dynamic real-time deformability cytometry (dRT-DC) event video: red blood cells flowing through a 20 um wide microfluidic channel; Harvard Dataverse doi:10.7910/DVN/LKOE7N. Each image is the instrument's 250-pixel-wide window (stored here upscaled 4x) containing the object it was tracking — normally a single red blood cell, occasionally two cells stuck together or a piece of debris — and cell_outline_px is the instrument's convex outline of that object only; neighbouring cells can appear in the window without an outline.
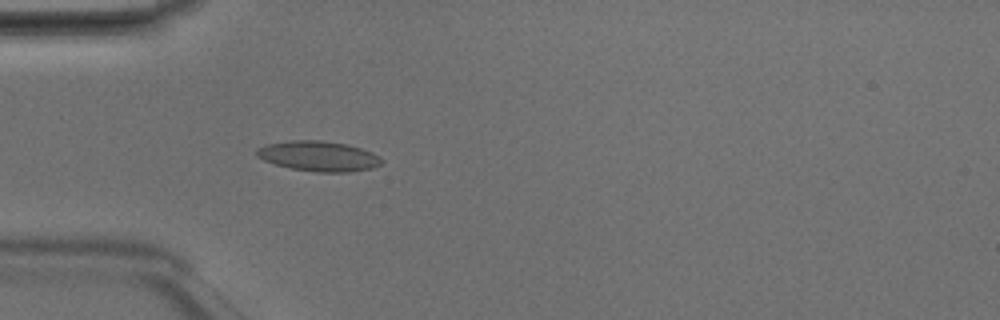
{"species": "Egyptian fruit bat (a non-hibernating species)", "species_latin": "Rousettus aegyptiacus", "temperature_condition": "room temperature", "stored_images_in_passage": 48, "camera_frame_rate_fps": 3000, "um_per_image_px": 0.085, "animal": {"sex": "male"}, "frame": {"image": 1, "passage_image": 14, "time_ms": 4.333, "image_size_px": [1000, 320], "cell_outline_px": [[384, 160], [380, 164], [372, 168], [348, 172], [316, 172], [292, 168], [276, 164], [264, 160], [256, 156], [256, 148], [268, 144], [292, 140], [320, 140], [348, 144], [372, 152], [380, 156]], "centroid_in_image_um": [27.1, 13.27], "position_along_channel_um": 57.9, "area_um2": 21.91}}
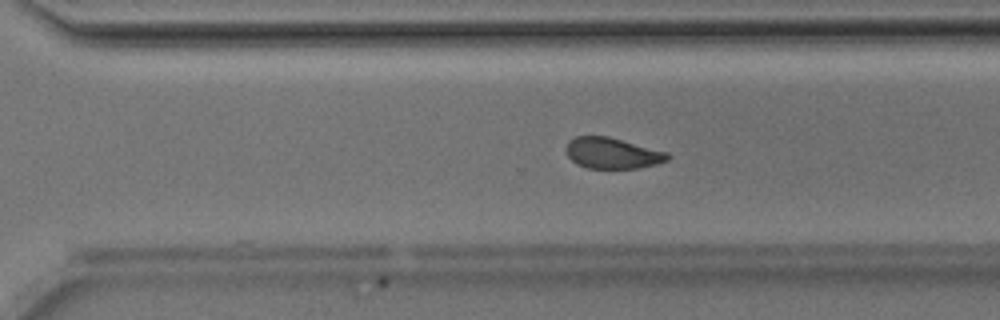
{"frame": {"image": 2, "passage_image": 33, "time_ms": 10.667, "image_size_px": [1000, 320], "cell_outline_px": [[672, 156], [668, 160], [656, 164], [636, 168], [588, 168], [576, 164], [568, 156], [564, 148], [568, 140], [576, 136], [608, 136], [668, 152]], "centroid_in_image_um": [52.03, 13.01], "position_along_channel_um": 318.6, "area_um2": 18.44}}
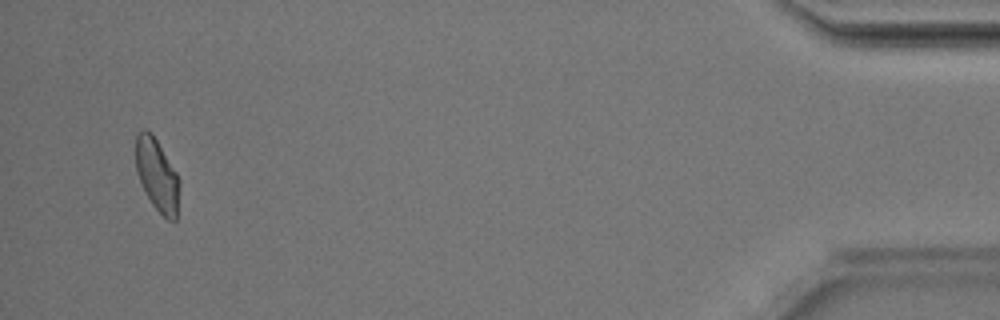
{"frame": {"image": 3, "passage_image": 46, "time_ms": 15.0, "image_size_px": [1000, 320], "cell_outline_px": [[180, 184], [176, 220], [168, 220], [152, 204], [144, 192], [140, 184], [136, 168], [136, 132], [144, 128], [152, 132], [176, 172], [180, 180]], "centroid_in_image_um": [13.34, 14.85], "position_along_channel_um": 421.9, "area_um2": 18.55}, "authors_computed_cell_mechanics": {"area_um2": 19.8543, "velocity_mm_per_s": 4.1965, "shape_relaxation_time_tau1_ms": 2.7592, "shape_relaxation_time_tau2_ms": 2.3619, "deformation_change_tau1": 0.103, "deformation_change_tau2": 0.0729}}